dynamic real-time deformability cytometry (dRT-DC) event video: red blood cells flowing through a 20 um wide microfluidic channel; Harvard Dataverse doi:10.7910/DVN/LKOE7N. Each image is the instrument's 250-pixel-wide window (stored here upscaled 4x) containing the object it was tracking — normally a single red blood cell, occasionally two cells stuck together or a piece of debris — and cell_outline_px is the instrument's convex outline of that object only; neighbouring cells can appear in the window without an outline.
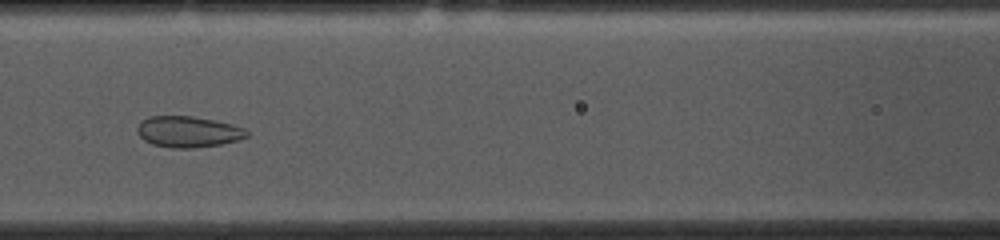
{"species": "common noctule bat (a hibernating species)", "species_latin": "Nyctalus noctula", "temperature_condition": "cold", "stored_images_in_passage": 52, "camera_frame_rate_fps": 3000, "um_per_image_px": 0.085, "animal": {"sex": "female", "body_mass_g": 10.0, "forearm_length_mm": 53.1}, "frame": {"image": 1, "passage_image": 21, "time_ms": 6.667, "image_size_px": [1000, 240], "cell_outline_px": [[248, 136], [240, 140], [220, 144], [192, 148], [172, 148], [152, 144], [144, 140], [136, 132], [136, 128], [140, 120], [148, 116], [192, 116], [232, 124], [244, 128], [248, 132]], "centroid_in_image_um": [15.96, 11.19], "position_along_channel_um": 150.6, "area_um2": 19.94}}
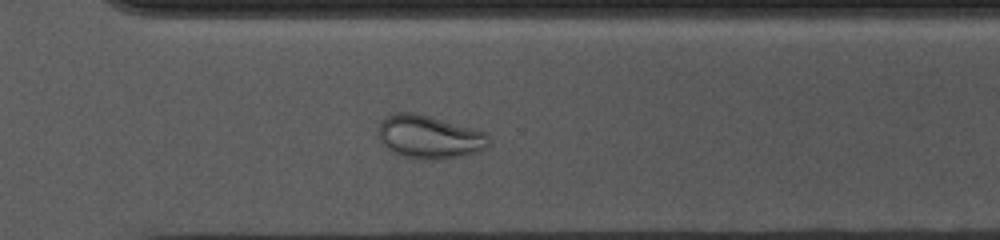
{"frame": {"image": 2, "passage_image": 36, "time_ms": 11.667, "image_size_px": [1000, 240], "cell_outline_px": [[488, 148], [464, 156], [428, 160], [404, 156], [392, 152], [380, 144], [376, 136], [376, 132], [384, 116], [396, 112], [416, 112], [484, 132], [488, 136]], "centroid_in_image_um": [36.41, 11.64], "position_along_channel_um": 334.2, "area_um2": 28.03}}
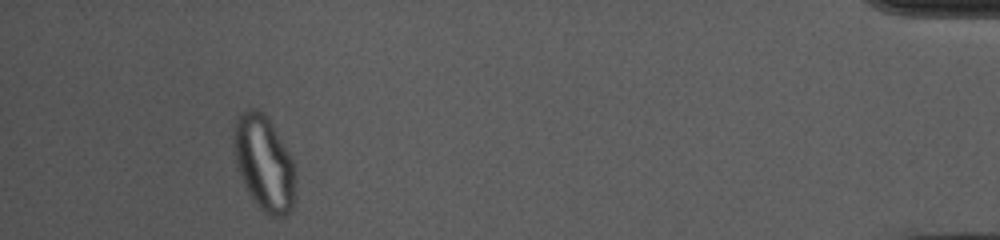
{"frame": {"image": 3, "passage_image": 48, "time_ms": 15.667, "image_size_px": [1000, 240], "cell_outline_px": [[296, 176], [292, 208], [284, 216], [268, 216], [256, 204], [248, 192], [236, 168], [232, 144], [232, 136], [236, 120], [240, 112], [248, 108], [256, 108], [268, 116], [292, 156]], "centroid_in_image_um": [22.43, 13.82], "position_along_channel_um": 412.8, "area_um2": 34.8}}